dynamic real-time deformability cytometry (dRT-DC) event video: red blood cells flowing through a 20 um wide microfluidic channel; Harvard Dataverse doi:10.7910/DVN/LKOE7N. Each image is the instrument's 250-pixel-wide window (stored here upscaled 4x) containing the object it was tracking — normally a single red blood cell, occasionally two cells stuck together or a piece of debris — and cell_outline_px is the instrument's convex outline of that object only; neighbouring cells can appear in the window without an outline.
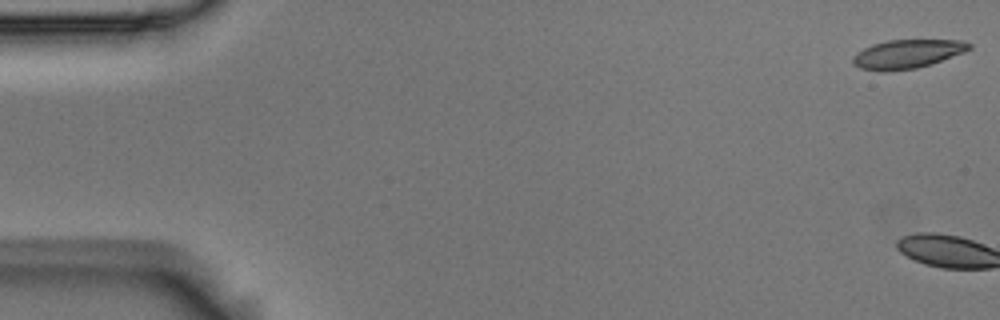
{"species": "Egyptian fruit bat (a non-hibernating species)", "species_latin": "Rousettus aegyptiacus", "temperature_condition": "room temperature", "stored_images_in_passage": 3, "camera_frame_rate_fps": 3000, "um_per_image_px": 0.085, "animal": {"sex": "male"}, "frame": {"image": 1, "passage_image": 1, "time_ms": 0.0, "image_size_px": [1000, 320], "cell_outline_px": [[972, 48], [964, 52], [932, 64], [916, 68], [888, 72], [880, 72], [860, 68], [852, 64], [852, 56], [856, 52], [872, 44], [888, 40], [960, 40], [972, 44]], "centroid_in_image_um": [77.08, 4.6], "position_along_channel_um": 7.9, "area_um2": 19.77}}